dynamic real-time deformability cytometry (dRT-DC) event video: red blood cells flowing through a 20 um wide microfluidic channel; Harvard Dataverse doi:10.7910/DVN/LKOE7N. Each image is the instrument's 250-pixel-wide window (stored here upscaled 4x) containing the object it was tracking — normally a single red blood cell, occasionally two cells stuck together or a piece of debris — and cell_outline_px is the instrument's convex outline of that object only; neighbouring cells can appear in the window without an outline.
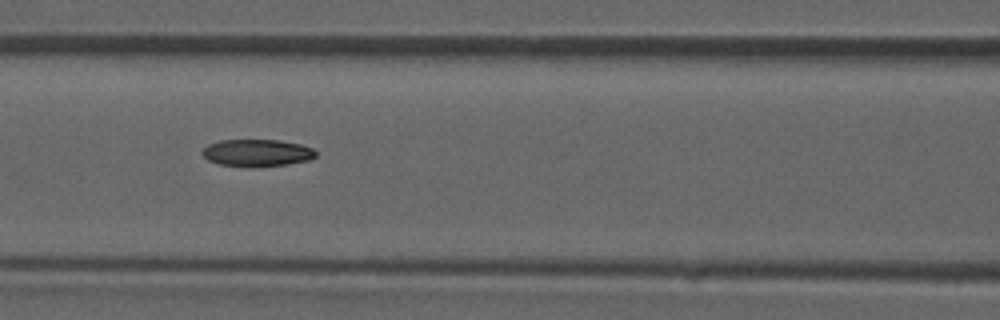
{"species": "common noctule bat (a hibernating species)", "species_latin": "Nyctalus noctula", "temperature_condition": "room temperature", "stored_images_in_passage": 46, "camera_frame_rate_fps": 3000, "um_per_image_px": 0.085, "animal": {"sex": "male", "forearm_length_mm": 52.5}, "frame": {"image": 1, "passage_image": 20, "time_ms": 6.333, "image_size_px": [1000, 320], "cell_outline_px": [[316, 156], [308, 160], [288, 164], [252, 168], [220, 164], [208, 160], [200, 152], [208, 144], [220, 140], [280, 140], [300, 144], [312, 148], [316, 152]], "centroid_in_image_um": [21.83, 13.0], "position_along_channel_um": 144.8, "area_um2": 18.09}}